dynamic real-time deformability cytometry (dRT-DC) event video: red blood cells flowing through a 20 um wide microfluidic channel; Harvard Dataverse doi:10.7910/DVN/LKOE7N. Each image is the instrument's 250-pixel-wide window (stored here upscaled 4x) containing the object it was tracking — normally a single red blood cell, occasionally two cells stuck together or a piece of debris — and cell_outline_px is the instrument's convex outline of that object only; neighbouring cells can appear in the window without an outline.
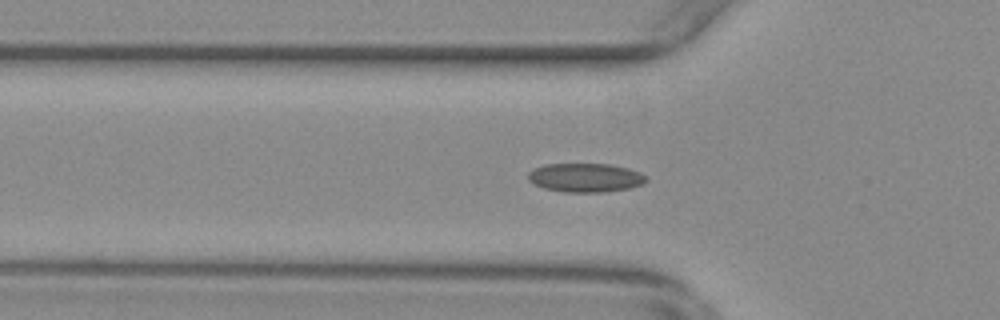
{"species": "common noctule bat (a hibernating species)", "species_latin": "Nyctalus noctula", "temperature_condition": "warm", "stored_images_in_passage": 56, "camera_frame_rate_fps": 3000, "um_per_image_px": 0.085, "animal": {"sex": "female", "body_mass_g": 29.2, "forearm_length_mm": 56.3}, "frame": {"image": 1, "passage_image": 19, "time_ms": 6.0, "image_size_px": [1000, 320], "cell_outline_px": [[648, 180], [644, 184], [628, 188], [604, 192], [564, 192], [544, 188], [532, 184], [528, 180], [528, 172], [532, 168], [544, 164], [608, 164], [628, 168], [640, 172]], "centroid_in_image_um": [49.72, 15.1], "position_along_channel_um": 76.1, "area_um2": 20.0}}
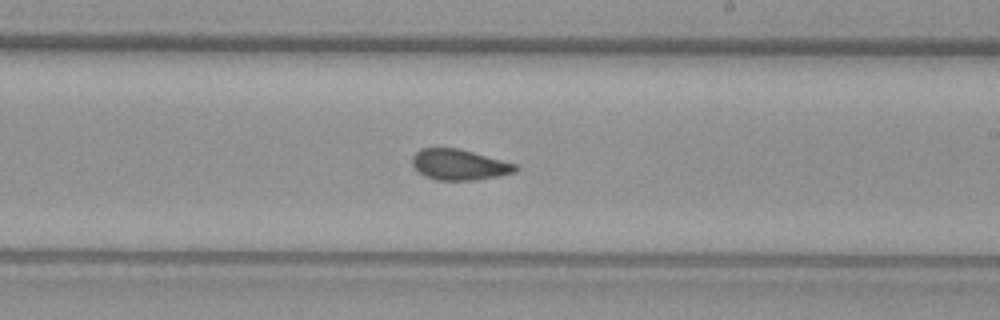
{"frame": {"image": 2, "passage_image": 33, "time_ms": 10.667, "image_size_px": [1000, 320], "cell_outline_px": [[520, 168], [516, 172], [476, 180], [436, 180], [424, 176], [412, 164], [412, 156], [420, 148], [460, 148], [516, 164]], "centroid_in_image_um": [39.04, 13.99], "position_along_channel_um": 250.0, "area_um2": 18.5}}
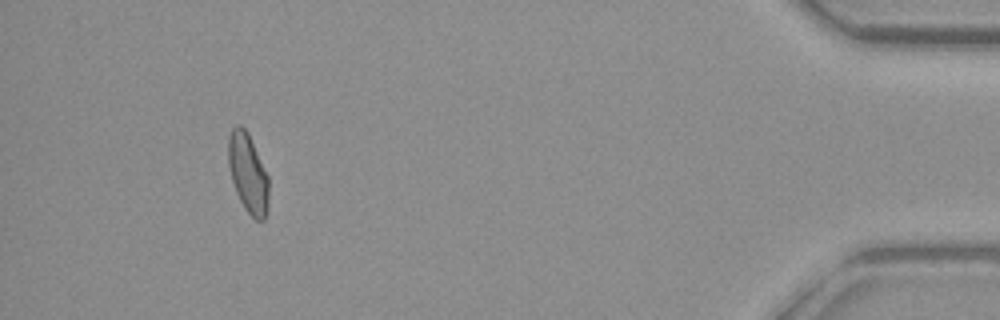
{"frame": {"image": 3, "passage_image": 52, "time_ms": 17.0, "image_size_px": [1000, 320], "cell_outline_px": [[268, 212], [264, 220], [256, 220], [244, 208], [236, 192], [232, 180], [228, 164], [228, 140], [232, 128], [236, 124], [240, 124], [248, 132], [268, 176]], "centroid_in_image_um": [21.08, 14.72], "position_along_channel_um": 414.1, "area_um2": 18.67}, "authors_computed_cell_mechanics": {"area_um2": 18.6983, "velocity_mm_per_s": 3.717, "shape_relaxation_time_tau1_ms": null, "shape_relaxation_time_tau2_ms": 1.6556, "deformation_change_tau1": null, "deformation_change_tau2": 0.0727}}